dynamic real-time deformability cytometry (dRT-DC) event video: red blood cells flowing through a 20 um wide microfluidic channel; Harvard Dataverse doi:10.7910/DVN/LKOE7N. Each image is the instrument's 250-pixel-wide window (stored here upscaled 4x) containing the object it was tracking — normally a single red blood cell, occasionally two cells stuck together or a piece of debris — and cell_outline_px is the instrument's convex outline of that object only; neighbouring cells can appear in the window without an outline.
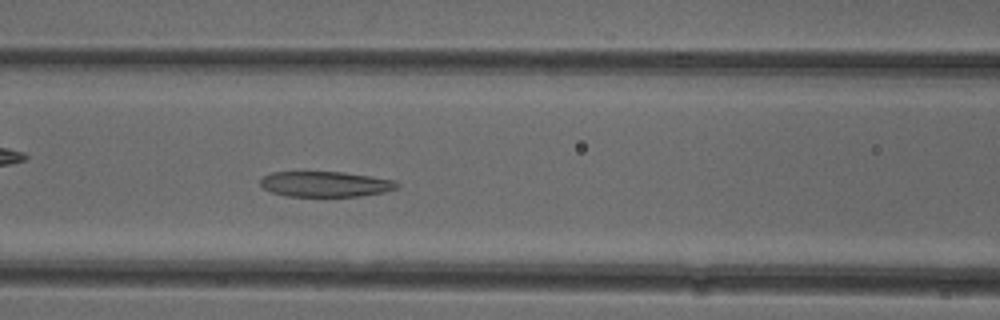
{"species": "common noctule bat (a hibernating species)", "species_latin": "Nyctalus noctula", "temperature_condition": "cold", "stored_images_in_passage": 30, "camera_frame_rate_fps": 3000, "um_per_image_px": 0.085, "animal": {"sex": "female"}, "frame": {"image": 1, "passage_image": 6, "time_ms": 1.667, "image_size_px": [1000, 320], "cell_outline_px": [[400, 184], [396, 188], [384, 192], [360, 196], [288, 196], [272, 192], [264, 188], [260, 184], [260, 180], [264, 176], [272, 172], [344, 172], [396, 180]], "centroid_in_image_um": [27.68, 15.64], "position_along_channel_um": 138.9, "area_um2": 20.17}}
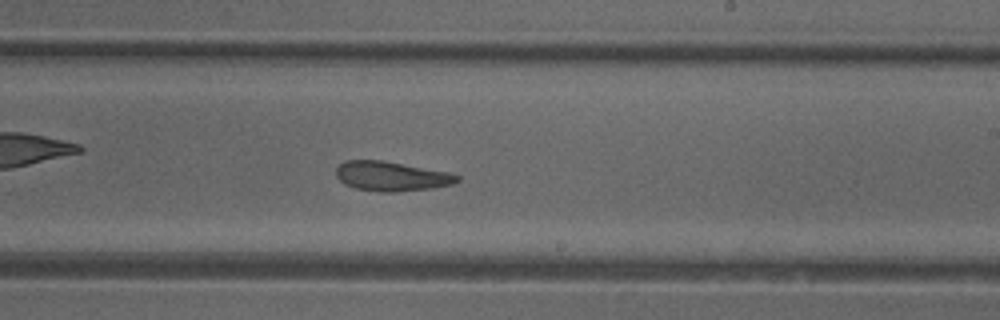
{"frame": {"image": 2, "passage_image": 15, "time_ms": 4.667, "image_size_px": [1000, 320], "cell_outline_px": [[460, 180], [452, 184], [432, 188], [396, 192], [380, 192], [356, 188], [344, 184], [336, 176], [336, 168], [344, 160], [380, 160], [448, 172], [460, 176]], "centroid_in_image_um": [33.25, 14.98], "position_along_channel_um": 255.8, "area_um2": 20.75}}
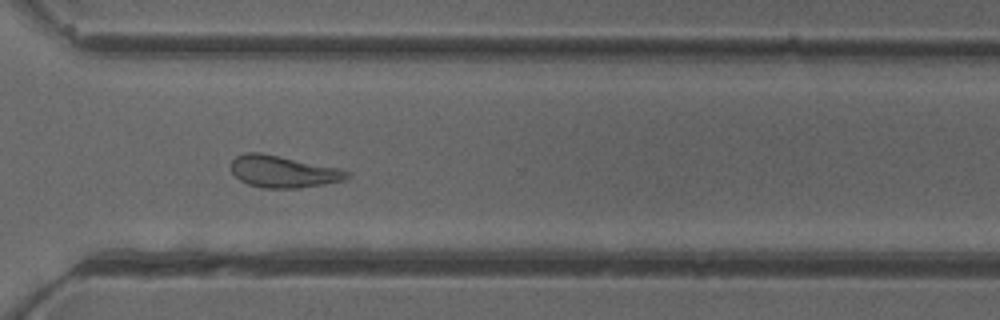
{"frame": {"image": 3, "passage_image": 22, "time_ms": 7.0, "image_size_px": [1000, 320], "cell_outline_px": [[352, 172], [344, 180], [324, 184], [300, 188], [260, 188], [248, 184], [240, 180], [232, 172], [232, 160], [236, 156], [244, 152], [260, 152], [336, 168]], "centroid_in_image_um": [24.04, 14.59], "position_along_channel_um": 346.6, "area_um2": 21.33}}